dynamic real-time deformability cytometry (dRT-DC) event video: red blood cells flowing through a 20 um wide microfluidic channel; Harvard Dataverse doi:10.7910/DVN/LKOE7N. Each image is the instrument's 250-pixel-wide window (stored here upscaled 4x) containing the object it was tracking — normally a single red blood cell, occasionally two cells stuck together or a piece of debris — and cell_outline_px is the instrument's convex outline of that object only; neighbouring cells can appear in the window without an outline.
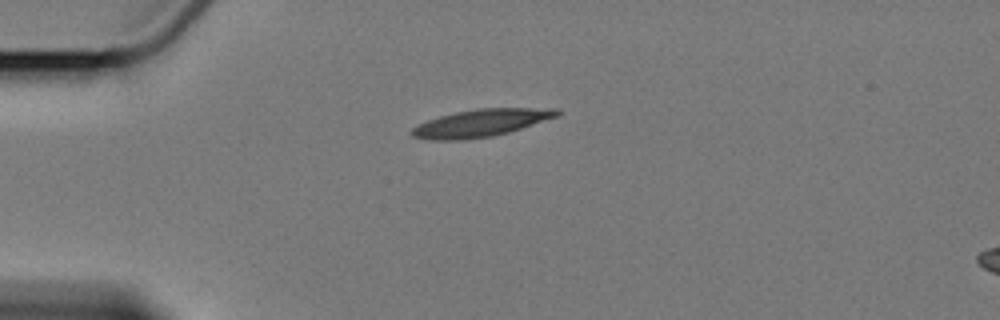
{"species": "Egyptian fruit bat (a non-hibernating species)", "species_latin": "Rousettus aegyptiacus", "temperature_condition": "cold", "stored_images_in_passage": 2, "camera_frame_rate_fps": 3000, "um_per_image_px": 0.085, "animal": {"sex": "female"}, "frame": {"image": 1, "passage_image": 1, "time_ms": 0.0, "image_size_px": [1000, 320], "cell_outline_px": [[564, 112], [560, 116], [508, 132], [492, 136], [460, 140], [428, 140], [412, 136], [408, 132], [412, 128], [428, 120], [440, 116], [456, 112], [476, 108], [560, 108]], "centroid_in_image_um": [40.93, 10.44], "position_along_channel_um": 44.1, "area_um2": 23.35}}